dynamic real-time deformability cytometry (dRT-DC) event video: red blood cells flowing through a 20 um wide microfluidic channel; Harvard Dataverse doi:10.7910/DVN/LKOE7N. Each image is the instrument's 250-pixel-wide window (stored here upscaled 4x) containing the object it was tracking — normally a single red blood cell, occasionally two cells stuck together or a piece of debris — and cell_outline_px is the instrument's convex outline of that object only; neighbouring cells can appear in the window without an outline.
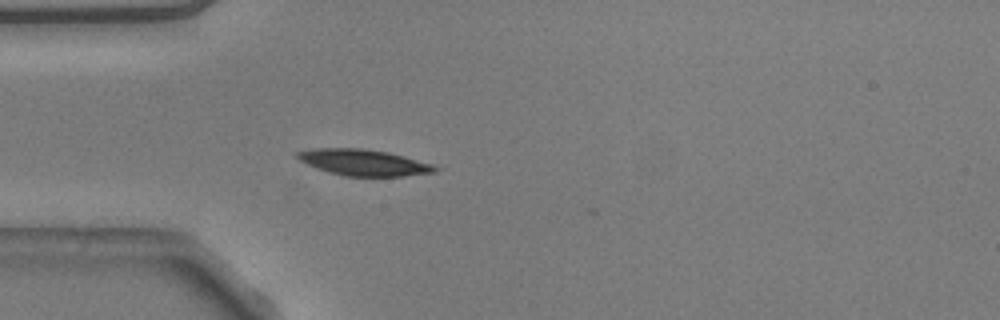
{"species": "common noctule bat (a hibernating species)", "species_latin": "Nyctalus noctula", "temperature_condition": "warm", "stored_images_in_passage": 5, "camera_frame_rate_fps": 3000, "um_per_image_px": 0.085, "animal": {"sex": "male", "body_mass_g": 20.5, "forearm_length_mm": 52.5}, "frame": {"image": 1, "passage_image": 1, "time_ms": 0.0, "image_size_px": [1000, 320], "cell_outline_px": [[440, 168], [436, 172], [404, 176], [344, 176], [328, 172], [316, 168], [300, 160], [296, 156], [296, 152], [312, 148], [360, 148], [388, 152], [404, 156], [432, 164]], "centroid_in_image_um": [30.91, 13.81], "position_along_channel_um": 54.1, "area_um2": 21.04}}